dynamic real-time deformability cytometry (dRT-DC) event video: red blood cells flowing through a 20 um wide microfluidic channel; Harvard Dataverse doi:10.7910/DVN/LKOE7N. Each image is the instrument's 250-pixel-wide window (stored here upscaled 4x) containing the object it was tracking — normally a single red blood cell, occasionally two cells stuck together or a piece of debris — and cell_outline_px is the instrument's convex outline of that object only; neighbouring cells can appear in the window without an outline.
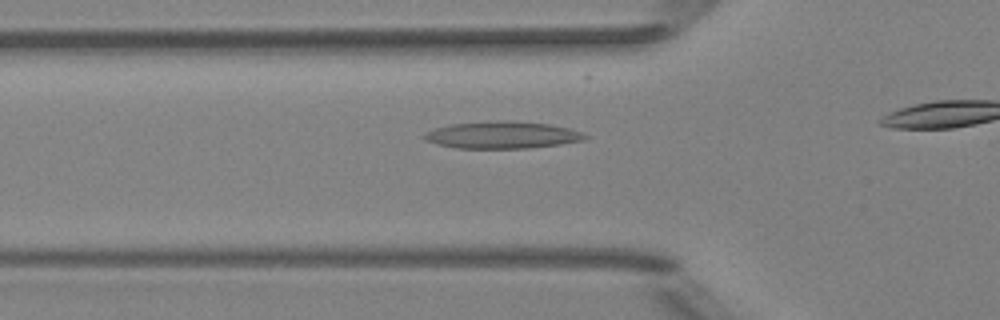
{"species": "Egyptian fruit bat (a non-hibernating species)", "species_latin": "Rousettus aegyptiacus", "temperature_condition": "room temperature", "stored_images_in_passage": 15, "camera_frame_rate_fps": 3000, "um_per_image_px": 0.085, "animal": {"sex": "female"}, "frame": {"image": 1, "passage_image": 7, "time_ms": 2.0, "image_size_px": [1000, 320], "cell_outline_px": [[588, 136], [584, 140], [560, 144], [528, 148], [456, 148], [436, 144], [424, 140], [424, 132], [448, 124], [496, 120], [508, 120], [548, 124], [568, 128], [580, 132]], "centroid_in_image_um": [42.64, 11.47], "position_along_channel_um": 83.2, "area_um2": 25.37}}
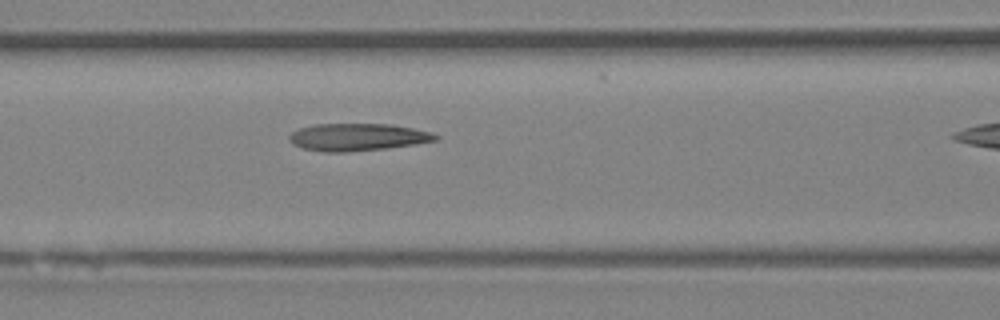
{"frame": {"image": 2, "passage_image": 11, "time_ms": 3.333, "image_size_px": [1000, 320], "cell_outline_px": [[440, 140], [384, 148], [348, 152], [324, 152], [304, 148], [288, 140], [288, 136], [292, 132], [300, 128], [316, 124], [392, 124], [432, 132], [440, 136]], "centroid_in_image_um": [30.42, 11.65], "position_along_channel_um": 136.2, "area_um2": 23.18}}